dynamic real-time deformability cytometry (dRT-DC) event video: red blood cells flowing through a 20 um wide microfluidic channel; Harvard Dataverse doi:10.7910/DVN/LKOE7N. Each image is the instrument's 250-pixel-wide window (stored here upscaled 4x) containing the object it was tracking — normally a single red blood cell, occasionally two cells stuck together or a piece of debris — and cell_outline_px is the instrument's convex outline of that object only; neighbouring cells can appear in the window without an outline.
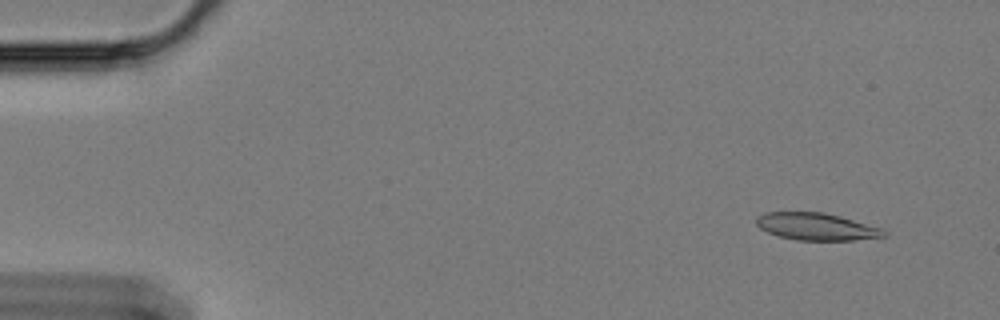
{"species": "Egyptian fruit bat (a non-hibernating species)", "species_latin": "Rousettus aegyptiacus", "temperature_condition": "cold", "stored_images_in_passage": 60, "camera_frame_rate_fps": 3000, "um_per_image_px": 0.085, "animal": {"sex": "female"}, "frame": {"image": 1, "passage_image": 5, "time_ms": 1.333, "image_size_px": [1000, 320], "cell_outline_px": [[888, 236], [852, 240], [796, 240], [780, 236], [768, 232], [760, 228], [756, 224], [756, 216], [764, 212], [824, 212], [840, 216], [880, 228], [888, 232]], "centroid_in_image_um": [69.38, 19.25], "position_along_channel_um": 15.6, "area_um2": 20.17}}
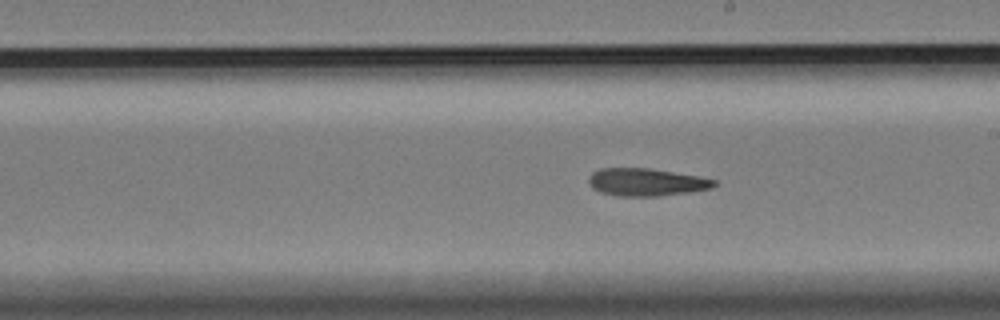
{"frame": {"image": 2, "passage_image": 34, "time_ms": 11.0, "image_size_px": [1000, 320], "cell_outline_px": [[716, 184], [712, 188], [688, 192], [660, 196], [616, 196], [600, 192], [592, 188], [588, 184], [588, 176], [592, 172], [600, 168], [648, 168], [696, 176], [716, 180]], "centroid_in_image_um": [54.86, 15.49], "position_along_channel_um": 234.1, "area_um2": 20.17}}
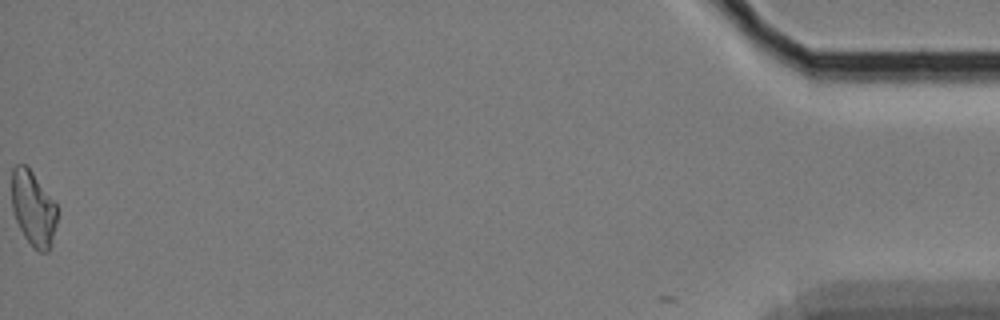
{"frame": {"image": 3, "passage_image": 60, "time_ms": 19.667, "image_size_px": [1000, 320], "cell_outline_px": [[56, 224], [48, 252], [40, 252], [32, 248], [24, 236], [16, 220], [12, 208], [12, 168], [16, 164], [28, 164], [56, 204]], "centroid_in_image_um": [2.81, 17.68], "position_along_channel_um": 432.4, "area_um2": 19.88}}